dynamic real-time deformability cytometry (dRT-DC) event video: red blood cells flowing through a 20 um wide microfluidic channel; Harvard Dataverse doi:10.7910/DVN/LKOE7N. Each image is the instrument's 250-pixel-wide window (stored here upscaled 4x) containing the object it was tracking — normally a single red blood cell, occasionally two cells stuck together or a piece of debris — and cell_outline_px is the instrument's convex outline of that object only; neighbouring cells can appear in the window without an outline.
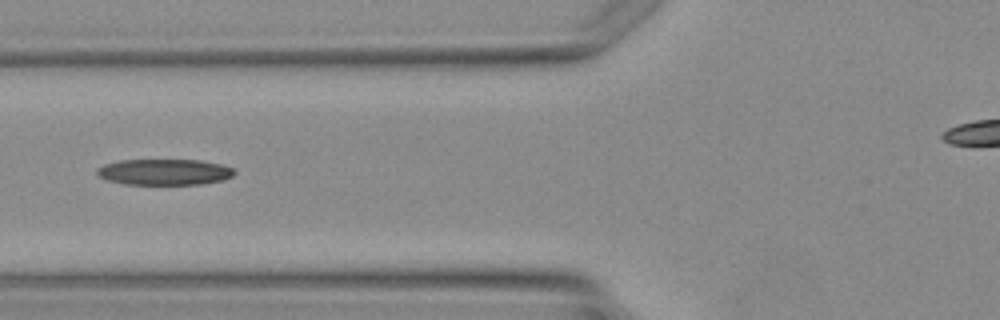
{"species": "Egyptian fruit bat (a non-hibernating species)", "species_latin": "Rousettus aegyptiacus", "temperature_condition": "warm", "stored_images_in_passage": 3, "camera_frame_rate_fps": 3000, "um_per_image_px": 0.085, "animal": {"sex": "female"}, "frame": {"image": 1, "passage_image": 3, "time_ms": 2.333, "image_size_px": [1000, 320], "cell_outline_px": [[236, 172], [232, 176], [224, 180], [200, 184], [124, 184], [108, 180], [100, 176], [96, 172], [96, 168], [104, 164], [120, 160], [200, 160], [224, 164], [232, 168]], "centroid_in_image_um": [14.0, 14.61], "position_along_channel_um": 111.8, "area_um2": 20.87}}